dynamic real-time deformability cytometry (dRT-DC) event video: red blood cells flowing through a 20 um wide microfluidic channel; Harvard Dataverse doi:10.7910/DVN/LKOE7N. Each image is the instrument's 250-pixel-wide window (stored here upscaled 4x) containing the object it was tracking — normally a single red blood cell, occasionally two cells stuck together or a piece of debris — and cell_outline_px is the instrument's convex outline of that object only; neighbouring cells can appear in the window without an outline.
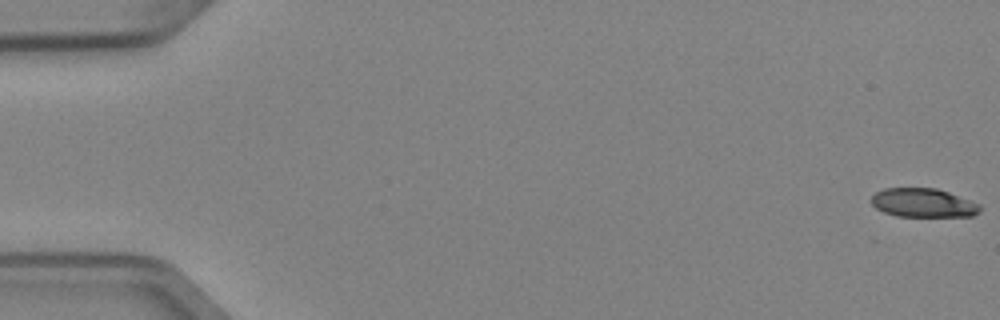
{"species": "Egyptian fruit bat (a non-hibernating species)", "species_latin": "Rousettus aegyptiacus", "temperature_condition": "cold", "stored_images_in_passage": 8, "camera_frame_rate_fps": 3000, "um_per_image_px": 0.085, "animal": {"sex": "female"}, "frame": {"image": 1, "passage_image": 1, "time_ms": 0.0, "image_size_px": [1000, 320], "cell_outline_px": [[980, 212], [972, 216], [896, 216], [884, 212], [876, 208], [868, 200], [876, 192], [884, 188], [936, 188], [948, 192], [980, 204]], "centroid_in_image_um": [78.44, 17.24], "position_along_channel_um": 6.6, "area_um2": 18.26}}